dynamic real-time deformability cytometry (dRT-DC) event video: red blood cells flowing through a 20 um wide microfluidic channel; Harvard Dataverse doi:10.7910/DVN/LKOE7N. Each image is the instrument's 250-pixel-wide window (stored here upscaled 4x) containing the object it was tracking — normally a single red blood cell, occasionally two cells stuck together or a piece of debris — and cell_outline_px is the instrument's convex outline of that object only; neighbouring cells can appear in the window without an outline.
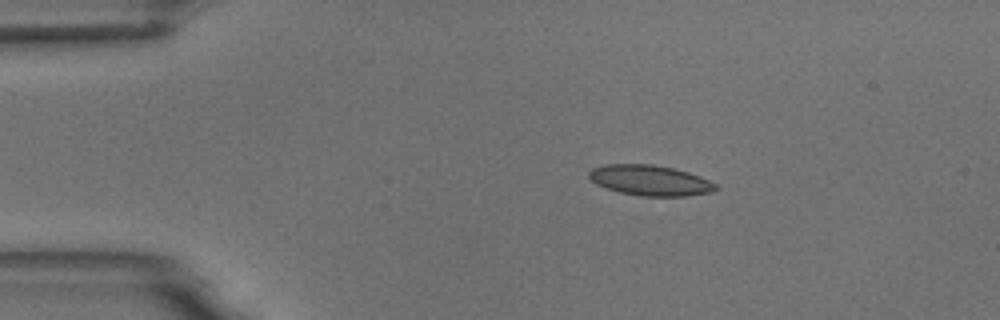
{"species": "common noctule bat (a hibernating species)", "species_latin": "Nyctalus noctula", "temperature_condition": "room temperature", "stored_images_in_passage": 8, "camera_frame_rate_fps": 3000, "um_per_image_px": 0.085, "animal": {"sex": "male", "body_mass_g": 18.8}, "frame": {"image": 1, "passage_image": 1, "time_ms": 0.0, "image_size_px": [1000, 320], "cell_outline_px": [[720, 188], [712, 192], [688, 196], [640, 196], [620, 192], [596, 184], [588, 176], [588, 172], [592, 168], [604, 164], [652, 164], [672, 168], [688, 172], [700, 176], [716, 184]], "centroid_in_image_um": [55.27, 15.33], "position_along_channel_um": 29.7, "area_um2": 22.54}}
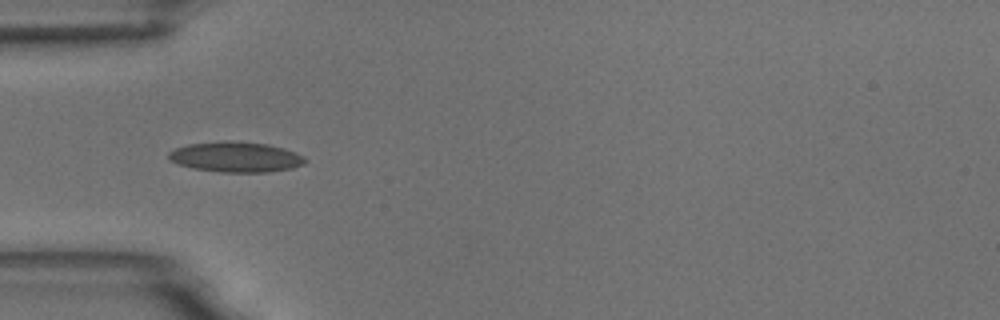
{"frame": {"image": 2, "passage_image": 3, "time_ms": 2.333, "image_size_px": [1000, 320], "cell_outline_px": [[308, 160], [304, 164], [292, 168], [268, 172], [220, 172], [192, 168], [176, 164], [168, 160], [168, 152], [176, 148], [188, 144], [224, 140], [232, 140], [268, 144], [284, 148], [296, 152], [304, 156]], "centroid_in_image_um": [20.04, 13.33], "position_along_channel_um": 65.0, "area_um2": 24.51}}
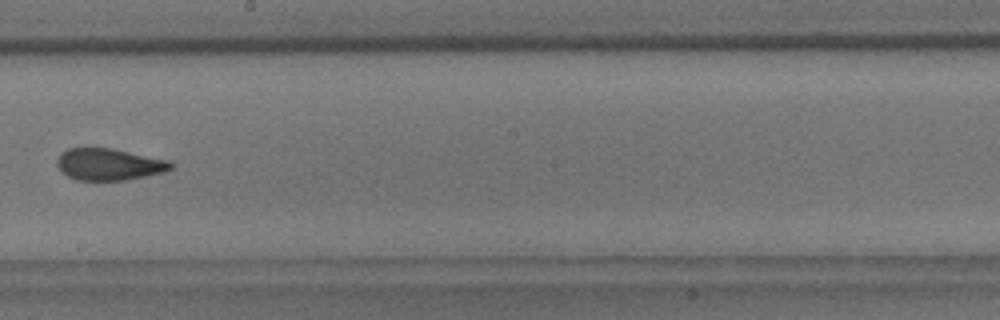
{"frame": {"image": 3, "passage_image": 7, "time_ms": 7.0, "image_size_px": [1000, 320], "cell_outline_px": [[176, 164], [172, 168], [164, 172], [124, 180], [76, 180], [60, 172], [56, 164], [56, 160], [60, 152], [68, 148], [112, 148], [172, 160]], "centroid_in_image_um": [9.27, 13.96], "position_along_channel_um": 238.9, "area_um2": 21.44}}